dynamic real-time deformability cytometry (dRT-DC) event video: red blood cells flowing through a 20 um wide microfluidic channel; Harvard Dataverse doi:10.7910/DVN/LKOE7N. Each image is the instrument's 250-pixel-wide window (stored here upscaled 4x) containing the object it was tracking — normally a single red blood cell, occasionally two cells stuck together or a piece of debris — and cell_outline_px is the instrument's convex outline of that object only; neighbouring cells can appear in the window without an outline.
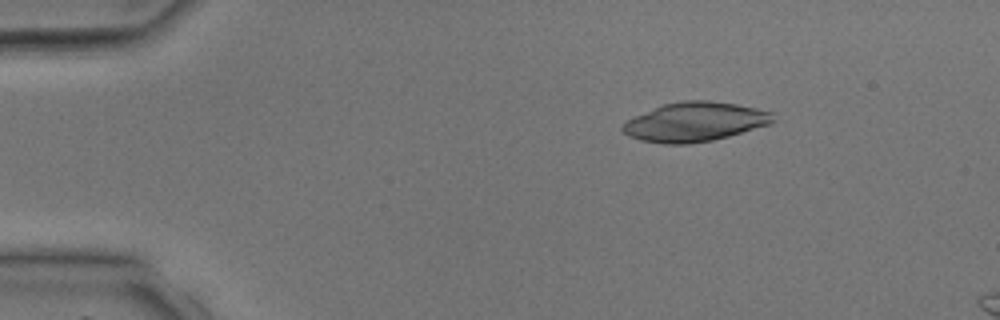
{"species": "common noctule bat (a hibernating species)", "species_latin": "Nyctalus noctula", "temperature_condition": "room temperature", "stored_images_in_passage": 10, "camera_frame_rate_fps": 3000, "um_per_image_px": 0.085, "animal": {"sex": "male", "body_mass_g": 17.9, "forearm_length_mm": 54.2}, "frame": {"image": 1, "passage_image": 6, "time_ms": 1.667, "image_size_px": [1000, 320], "cell_outline_px": [[776, 120], [772, 124], [728, 136], [712, 140], [688, 144], [664, 144], [640, 140], [628, 136], [620, 128], [620, 124], [636, 116], [664, 104], [684, 100], [708, 100], [736, 104], [756, 108], [772, 112]], "centroid_in_image_um": [59.08, 10.36], "position_along_channel_um": 25.9, "area_um2": 34.39}}